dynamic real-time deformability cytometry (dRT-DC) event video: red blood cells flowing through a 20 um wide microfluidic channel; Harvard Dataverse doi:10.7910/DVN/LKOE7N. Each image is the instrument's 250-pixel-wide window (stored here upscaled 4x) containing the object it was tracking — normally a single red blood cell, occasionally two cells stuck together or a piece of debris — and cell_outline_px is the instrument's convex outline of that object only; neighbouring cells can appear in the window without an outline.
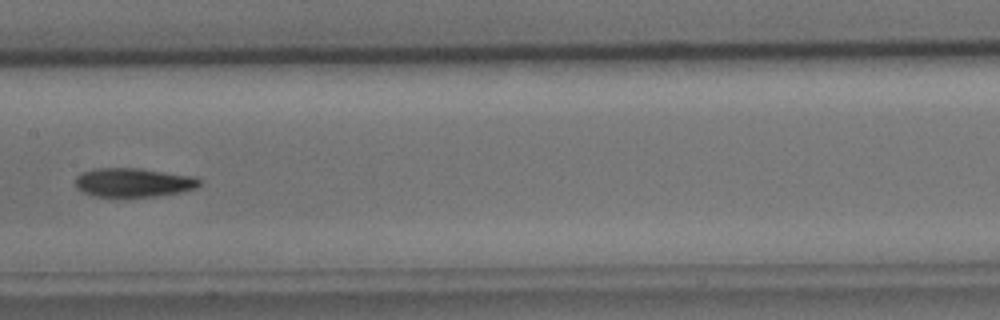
{"species": "common noctule bat (a hibernating species)", "species_latin": "Nyctalus noctula", "temperature_condition": "cold", "stored_images_in_passage": 9, "camera_frame_rate_fps": 3000, "um_per_image_px": 0.085, "animal": {"sex": "male", "body_mass_g": 15.6}, "frame": {"image": 1, "passage_image": 8, "time_ms": 8.333, "image_size_px": [1000, 320], "cell_outline_px": [[204, 180], [196, 188], [180, 192], [156, 196], [92, 196], [76, 188], [76, 176], [80, 172], [92, 168], [140, 168], [196, 176]], "centroid_in_image_um": [11.36, 15.49], "position_along_channel_um": 196.0, "area_um2": 21.15}}
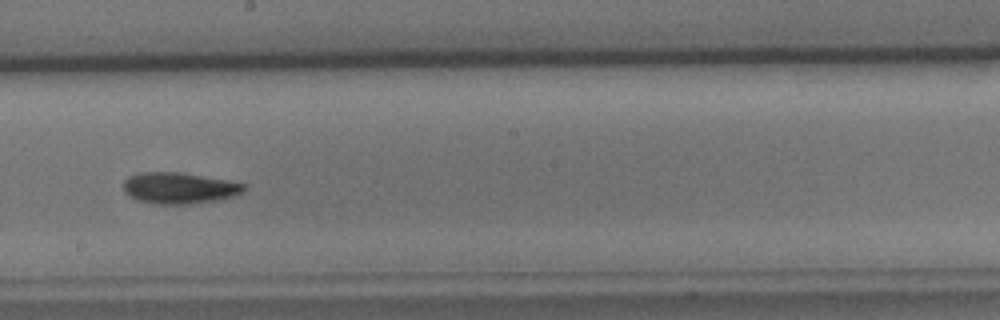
{"frame": {"image": 2, "passage_image": 9, "time_ms": 9.333, "image_size_px": [1000, 320], "cell_outline_px": [[248, 188], [244, 192], [220, 200], [188, 204], [156, 204], [136, 200], [124, 192], [124, 180], [128, 176], [140, 172], [180, 172], [248, 184]], "centroid_in_image_um": [15.25, 15.98], "position_along_channel_um": 232.9, "area_um2": 22.14}}